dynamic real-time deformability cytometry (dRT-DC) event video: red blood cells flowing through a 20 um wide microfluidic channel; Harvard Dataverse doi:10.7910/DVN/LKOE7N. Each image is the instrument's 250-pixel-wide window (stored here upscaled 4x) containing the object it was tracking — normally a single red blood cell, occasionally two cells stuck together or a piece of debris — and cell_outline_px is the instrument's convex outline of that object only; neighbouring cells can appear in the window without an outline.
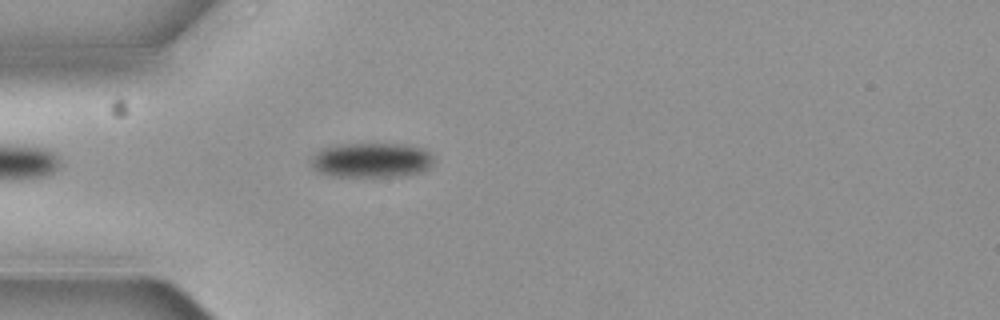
{"species": "common noctule bat (a hibernating species)", "species_latin": "Nyctalus noctula", "temperature_condition": "cold", "stored_images_in_passage": 3, "camera_frame_rate_fps": 3000, "um_per_image_px": 0.085, "animal": {"sex": "female", "body_mass_g": 19.3, "forearm_length_mm": 54.1}, "frame": {"image": 1, "passage_image": 3, "time_ms": 0.667, "image_size_px": [1000, 320], "cell_outline_px": [[432, 164], [428, 168], [420, 172], [404, 176], [328, 176], [320, 172], [312, 164], [312, 156], [316, 152], [324, 148], [344, 144], [400, 144], [424, 148], [432, 156]], "centroid_in_image_um": [31.59, 13.61], "position_along_channel_um": 53.4, "area_um2": 24.57}}